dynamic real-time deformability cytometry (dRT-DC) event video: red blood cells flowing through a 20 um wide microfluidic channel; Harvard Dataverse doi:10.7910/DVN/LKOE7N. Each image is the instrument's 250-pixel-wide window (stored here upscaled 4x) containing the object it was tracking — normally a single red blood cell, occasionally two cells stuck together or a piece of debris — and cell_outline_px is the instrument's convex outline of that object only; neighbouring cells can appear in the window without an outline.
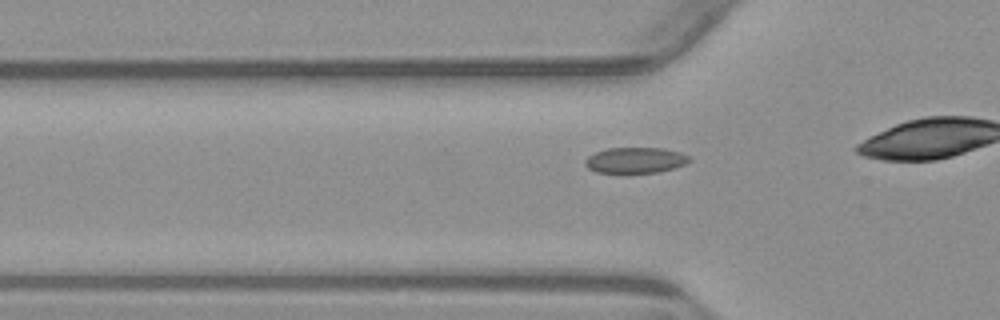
{"species": "common noctule bat (a hibernating species)", "species_latin": "Nyctalus noctula", "temperature_condition": "warm", "stored_images_in_passage": 35, "camera_frame_rate_fps": 3000, "um_per_image_px": 0.085, "animal": {"sex": "male", "body_mass_g": 23.1, "forearm_length_mm": 52.7}, "frame": {"image": 1, "passage_image": 11, "time_ms": 3.333, "image_size_px": [1000, 320], "cell_outline_px": [[692, 160], [676, 168], [660, 172], [596, 172], [588, 168], [584, 164], [584, 160], [588, 156], [596, 152], [608, 148], [664, 148], [680, 152], [688, 156]], "centroid_in_image_um": [54.02, 13.61], "position_along_channel_um": 71.8, "area_um2": 15.61}}
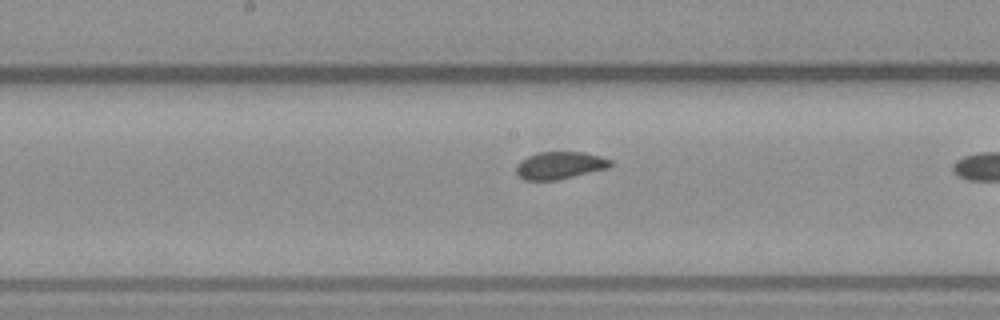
{"frame": {"image": 2, "passage_image": 21, "time_ms": 6.667, "image_size_px": [1000, 320], "cell_outline_px": [[612, 164], [608, 168], [556, 180], [524, 180], [516, 172], [516, 164], [520, 160], [528, 156], [540, 152], [584, 152], [600, 156], [612, 160]], "centroid_in_image_um": [47.57, 14.05], "position_along_channel_um": 200.6, "area_um2": 14.97}}
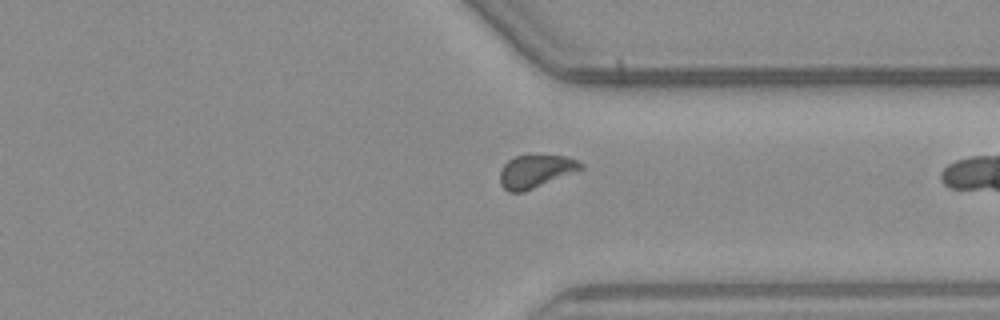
{"frame": {"image": 3, "passage_image": 34, "time_ms": 11.0, "image_size_px": [1000, 320], "cell_outline_px": [[584, 168], [524, 192], [508, 192], [500, 184], [500, 168], [508, 160], [516, 156], [564, 156], [576, 160], [584, 164]], "centroid_in_image_um": [45.5, 14.57], "position_along_channel_um": 365.9, "area_um2": 15.32}}